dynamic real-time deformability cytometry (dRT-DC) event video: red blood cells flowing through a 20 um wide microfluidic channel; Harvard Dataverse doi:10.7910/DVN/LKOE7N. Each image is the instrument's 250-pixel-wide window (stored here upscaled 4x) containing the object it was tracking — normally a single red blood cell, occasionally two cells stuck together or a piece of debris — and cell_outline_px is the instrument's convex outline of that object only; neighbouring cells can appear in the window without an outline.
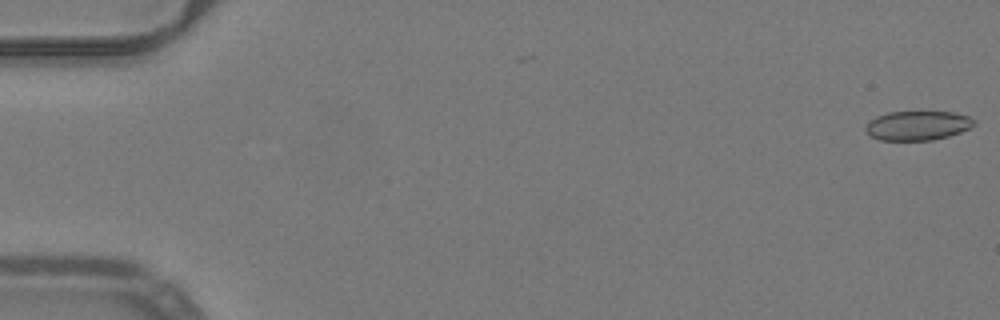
{"species": "common noctule bat (a hibernating species)", "species_latin": "Nyctalus noctula", "temperature_condition": "warm", "stored_images_in_passage": 11, "camera_frame_rate_fps": 3000, "um_per_image_px": 0.085, "animal": {"sex": "male", "body_mass_g": 19.2, "forearm_length_mm": 51.8}, "frame": {"image": 1, "passage_image": 1, "time_ms": 0.0, "image_size_px": [1000, 320], "cell_outline_px": [[976, 124], [960, 132], [948, 136], [932, 140], [880, 140], [872, 136], [864, 128], [876, 116], [888, 112], [952, 112], [968, 116], [976, 120]], "centroid_in_image_um": [78.02, 10.67], "position_along_channel_um": 7.0, "area_um2": 18.32}}